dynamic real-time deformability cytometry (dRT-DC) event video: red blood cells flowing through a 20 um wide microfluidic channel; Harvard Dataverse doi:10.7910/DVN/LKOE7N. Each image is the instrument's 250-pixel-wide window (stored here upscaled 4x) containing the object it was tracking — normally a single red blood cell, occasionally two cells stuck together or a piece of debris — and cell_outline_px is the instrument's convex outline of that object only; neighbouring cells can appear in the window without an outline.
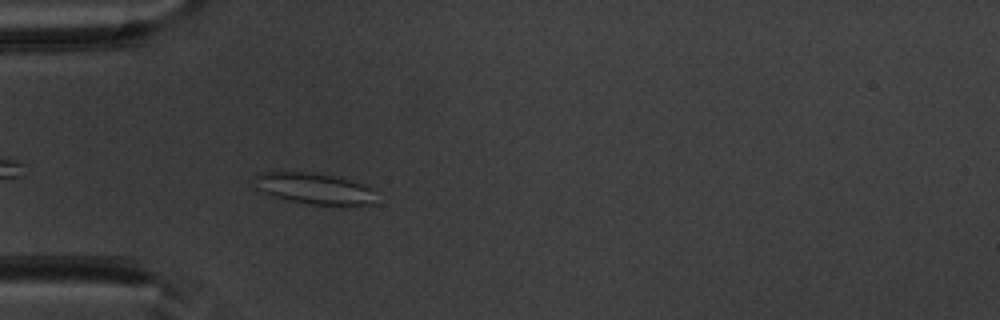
{"species": "common noctule bat (a hibernating species)", "species_latin": "Nyctalus noctula", "temperature_condition": "warm", "stored_images_in_passage": 39, "camera_frame_rate_fps": 3000, "um_per_image_px": 0.085, "animal": {"sex": "male", "body_mass_g": 20.1, "forearm_length_mm": 53.5}, "frame": {"image": 1, "passage_image": 3, "time_ms": 0.667, "image_size_px": [1000, 320], "cell_outline_px": [[376, 204], [308, 204], [288, 200], [272, 196], [256, 188], [252, 176], [264, 172], [316, 172], [340, 176], [360, 184], [368, 188]], "centroid_in_image_um": [26.6, 15.99], "position_along_channel_um": 58.4, "area_um2": 21.79}}
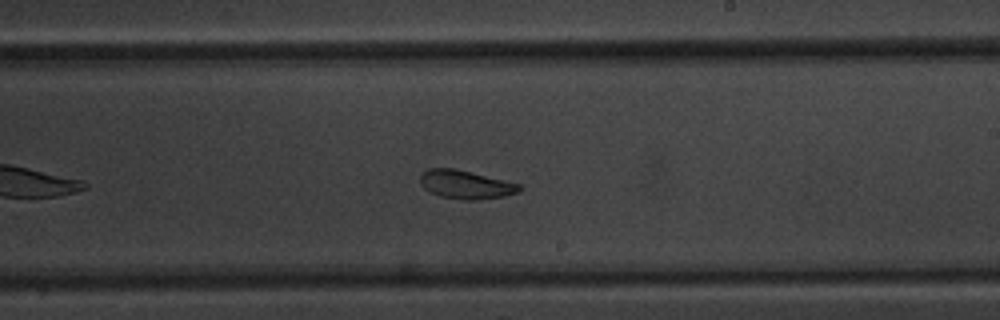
{"frame": {"image": 2, "passage_image": 18, "time_ms": 5.667, "image_size_px": [1000, 320], "cell_outline_px": [[524, 188], [520, 192], [504, 196], [476, 200], [464, 200], [440, 196], [424, 188], [420, 184], [420, 176], [428, 168], [456, 168], [520, 184]], "centroid_in_image_um": [39.61, 15.68], "position_along_channel_um": 249.4, "area_um2": 16.53}}
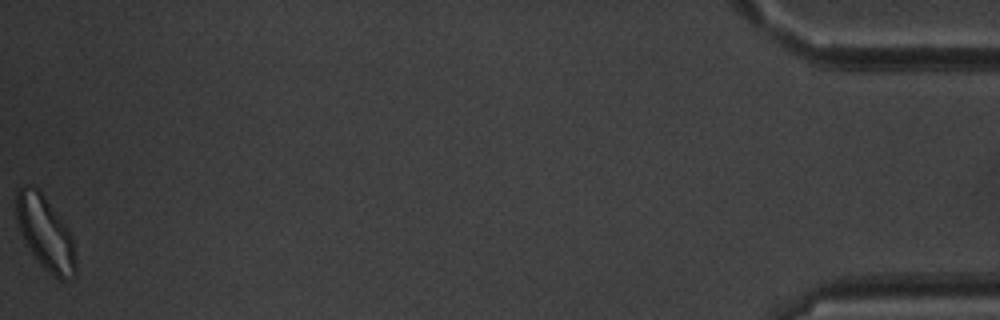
{"frame": {"image": 3, "passage_image": 39, "time_ms": 12.667, "image_size_px": [1000, 320], "cell_outline_px": [[76, 276], [72, 280], [60, 280], [52, 276], [44, 268], [28, 248], [20, 232], [16, 220], [16, 188], [24, 184], [28, 184], [40, 188], [68, 228], [72, 236], [76, 256]], "centroid_in_image_um": [3.86, 19.79], "position_along_channel_um": 431.3, "area_um2": 26.24}, "authors_computed_cell_mechanics": {"area_um2": 17.4556, "velocity_mm_per_s": 3.9314, "shape_relaxation_time_tau1_ms": 3.5188, "shape_relaxation_time_tau2_ms": 4.1729, "deformation_change_tau1": 0.0936, "deformation_change_tau2": 0.1206}}